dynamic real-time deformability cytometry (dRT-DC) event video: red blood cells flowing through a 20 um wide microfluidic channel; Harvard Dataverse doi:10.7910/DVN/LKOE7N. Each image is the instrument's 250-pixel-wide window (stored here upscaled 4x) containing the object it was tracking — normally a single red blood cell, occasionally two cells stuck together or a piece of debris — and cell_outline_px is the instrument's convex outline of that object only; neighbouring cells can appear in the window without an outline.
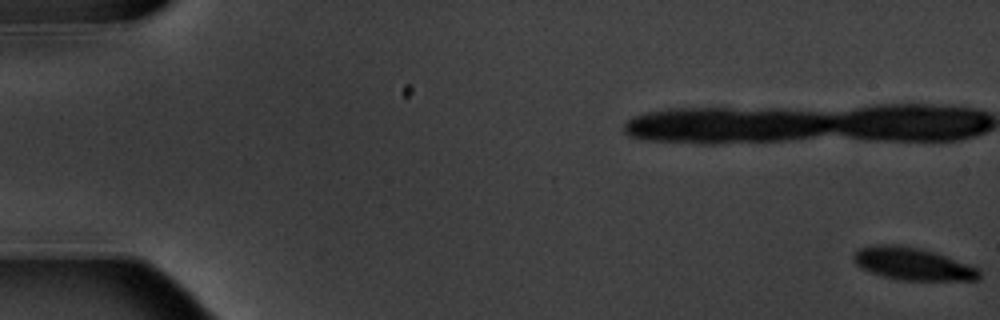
{"species": "common noctule bat (a hibernating species)", "species_latin": "Nyctalus noctula", "temperature_condition": "warm", "stored_images_in_passage": 6, "camera_frame_rate_fps": 3000, "um_per_image_px": 0.085, "animal": {"sex": "male", "body_mass_g": 20.1, "forearm_length_mm": 53.5}, "frame": {"image": 1, "passage_image": 1, "time_ms": 0.0, "image_size_px": [1000, 320], "cell_outline_px": [[980, 280], [896, 280], [860, 268], [852, 260], [852, 256], [860, 248], [876, 244], [900, 244], [920, 248], [980, 268]], "centroid_in_image_um": [77.56, 22.43], "position_along_channel_um": 7.4, "area_um2": 23.76}}